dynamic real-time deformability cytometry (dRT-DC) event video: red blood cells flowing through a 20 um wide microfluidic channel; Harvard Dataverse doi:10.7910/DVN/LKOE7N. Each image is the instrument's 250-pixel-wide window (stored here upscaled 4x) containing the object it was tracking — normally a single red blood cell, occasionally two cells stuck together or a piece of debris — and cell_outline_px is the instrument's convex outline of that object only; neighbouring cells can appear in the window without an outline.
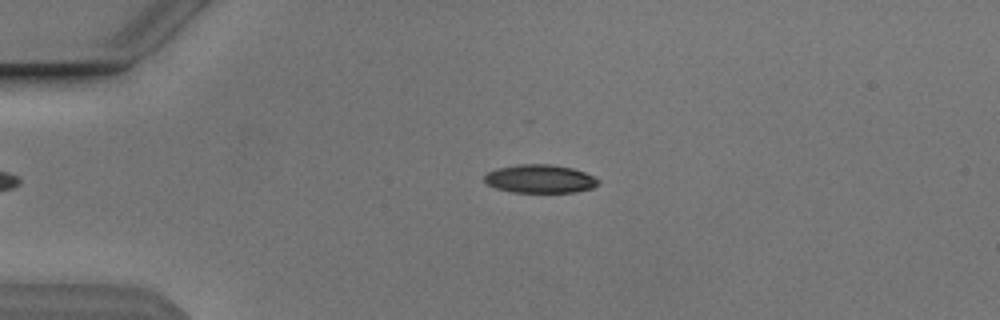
{"species": "Egyptian fruit bat (a non-hibernating species)", "species_latin": "Rousettus aegyptiacus", "temperature_condition": "cold", "stored_images_in_passage": 42, "camera_frame_rate_fps": 3000, "um_per_image_px": 0.085, "animal": {"sex": "male"}, "frame": {"image": 1, "passage_image": 1, "time_ms": 0.0, "image_size_px": [1000, 320], "cell_outline_px": [[600, 180], [592, 188], [576, 192], [512, 192], [496, 188], [488, 184], [484, 180], [484, 176], [488, 172], [496, 168], [516, 164], [552, 164], [572, 168], [584, 172]], "centroid_in_image_um": [45.87, 15.19], "position_along_channel_um": 39.1, "area_um2": 18.79}}
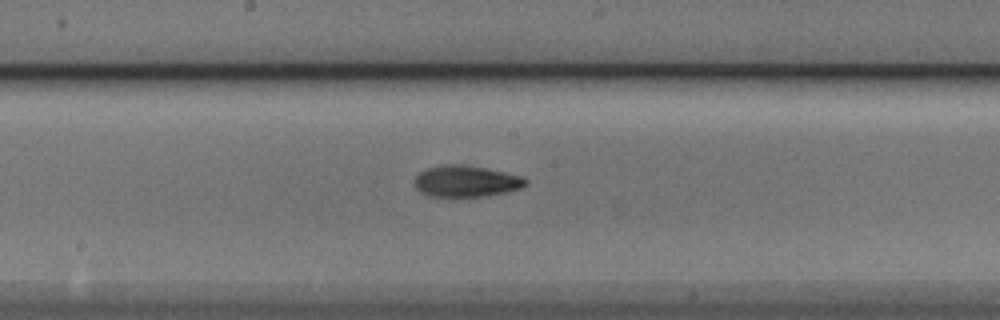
{"frame": {"image": 2, "passage_image": 17, "time_ms": 5.333, "image_size_px": [1000, 320], "cell_outline_px": [[528, 184], [520, 188], [488, 196], [428, 196], [420, 192], [412, 184], [416, 176], [420, 172], [428, 168], [444, 164], [464, 164], [524, 176], [528, 180]], "centroid_in_image_um": [39.61, 15.4], "position_along_channel_um": 208.6, "area_um2": 20.4}}
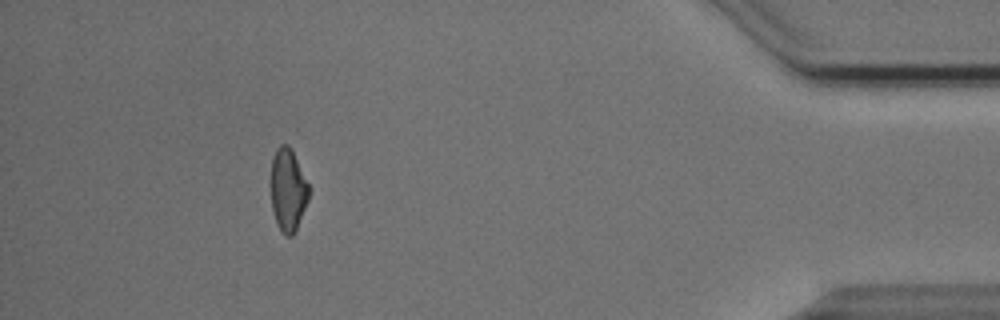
{"frame": {"image": 3, "passage_image": 37, "time_ms": 12.0, "image_size_px": [1000, 320], "cell_outline_px": [[312, 188], [308, 200], [296, 228], [292, 236], [284, 236], [276, 224], [272, 208], [268, 184], [272, 160], [276, 148], [280, 144], [288, 144], [292, 148]], "centroid_in_image_um": [24.46, 16.09], "position_along_channel_um": 410.7, "area_um2": 19.25}, "authors_computed_cell_mechanics": {"area_um2": 19.5942, "velocity_mm_per_s": 3.8553, "shape_relaxation_time_tau1_ms": 2.7724, "shape_relaxation_time_tau2_ms": 9.6142, "deformation_change_tau1": 0.1489, "deformation_change_tau2": 0.1684}}